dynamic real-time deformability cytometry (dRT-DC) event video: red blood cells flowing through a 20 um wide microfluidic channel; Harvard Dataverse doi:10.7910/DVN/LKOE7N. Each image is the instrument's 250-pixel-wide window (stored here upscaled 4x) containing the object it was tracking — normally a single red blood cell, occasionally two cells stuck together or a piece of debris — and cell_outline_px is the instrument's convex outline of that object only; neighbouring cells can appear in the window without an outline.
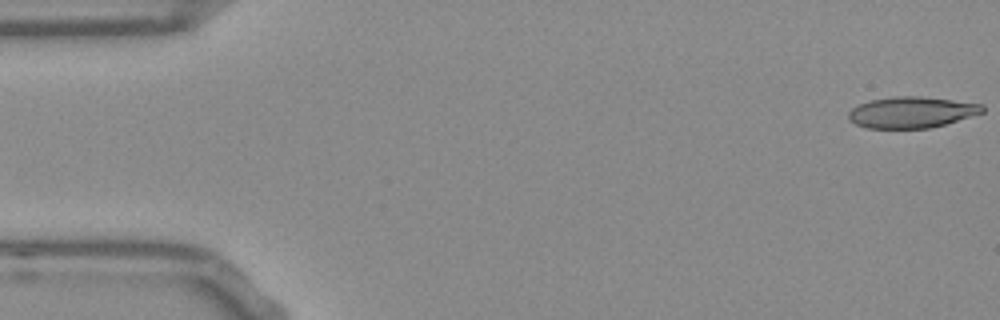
{"species": "Egyptian fruit bat (a non-hibernating species)", "species_latin": "Rousettus aegyptiacus", "temperature_condition": "room temperature", "stored_images_in_passage": 53, "camera_frame_rate_fps": 3000, "um_per_image_px": 0.085, "frame": {"image": 1, "passage_image": 1, "time_ms": 0.0, "image_size_px": [1000, 320], "cell_outline_px": [[984, 112], [944, 124], [928, 128], [868, 128], [856, 124], [848, 120], [848, 112], [852, 108], [860, 104], [872, 100], [896, 96], [916, 96], [952, 100], [984, 104]], "centroid_in_image_um": [77.47, 9.54], "position_along_channel_um": 7.5, "area_um2": 24.04}}
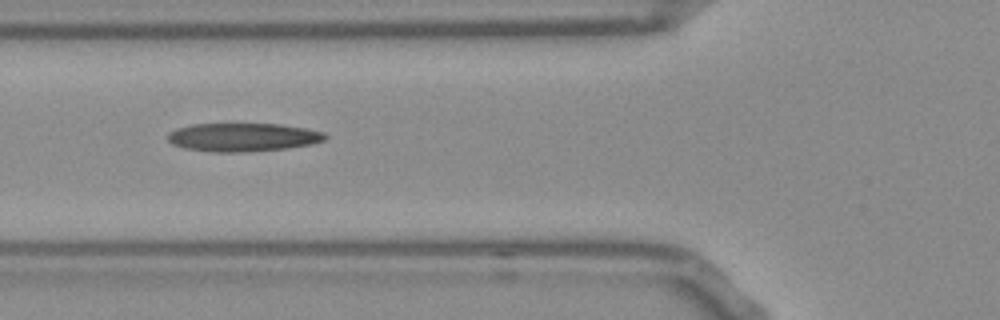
{"frame": {"image": 2, "passage_image": 19, "time_ms": 6.0, "image_size_px": [1000, 320], "cell_outline_px": [[328, 136], [324, 140], [312, 144], [284, 148], [248, 152], [212, 152], [184, 148], [172, 144], [168, 140], [168, 132], [176, 128], [192, 124], [280, 124], [304, 128], [324, 132]], "centroid_in_image_um": [20.62, 11.66], "position_along_channel_um": 105.2, "area_um2": 26.07}}
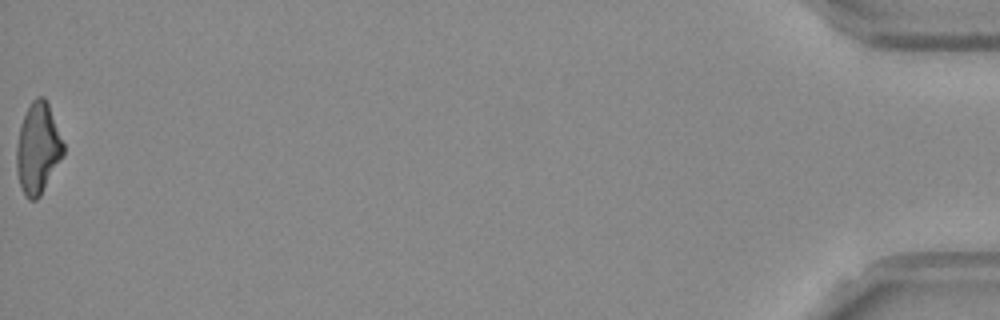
{"frame": {"image": 3, "passage_image": 53, "time_ms": 17.333, "image_size_px": [1000, 320], "cell_outline_px": [[64, 156], [40, 196], [36, 200], [28, 200], [24, 196], [16, 172], [16, 148], [20, 124], [32, 100], [36, 96], [44, 96], [48, 104], [64, 144]], "centroid_in_image_um": [3.21, 12.65], "position_along_channel_um": 432.0, "area_um2": 24.91}, "authors_computed_cell_mechanics": {"area_um2": 25.5476, "velocity_mm_per_s": 3.8179, "shape_relaxation_time_tau1_ms": null, "shape_relaxation_time_tau2_ms": 4.3777, "deformation_change_tau1": null, "deformation_change_tau2": 0.1638}}